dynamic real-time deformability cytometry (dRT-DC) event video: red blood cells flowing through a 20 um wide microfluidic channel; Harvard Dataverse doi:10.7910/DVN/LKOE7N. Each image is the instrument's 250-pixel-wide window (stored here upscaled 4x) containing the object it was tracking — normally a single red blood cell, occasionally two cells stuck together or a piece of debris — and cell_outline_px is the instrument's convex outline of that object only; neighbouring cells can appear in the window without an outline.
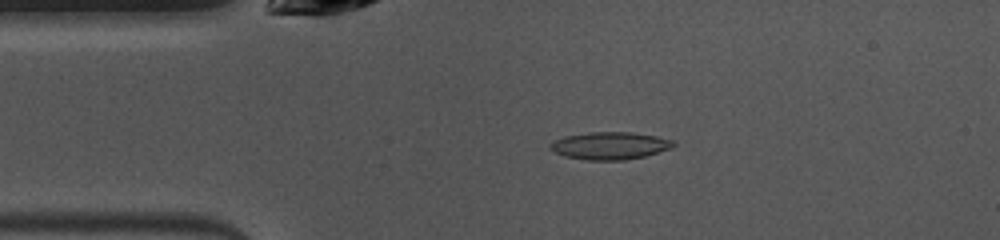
{"species": "common noctule bat (a hibernating species)", "species_latin": "Nyctalus noctula", "temperature_condition": "warm", "stored_images_in_passage": 49, "camera_frame_rate_fps": 3000, "um_per_image_px": 0.085, "animal": {"sex": "female", "body_mass_g": 10.0, "forearm_length_mm": 53.1}, "frame": {"image": 1, "passage_image": 9, "time_ms": 2.667, "image_size_px": [1000, 240], "cell_outline_px": [[676, 144], [672, 148], [644, 156], [624, 160], [588, 160], [564, 156], [548, 148], [548, 144], [564, 136], [588, 132], [632, 132], [656, 136], [672, 140]], "centroid_in_image_um": [51.83, 12.38], "position_along_channel_um": 33.2, "area_um2": 19.71}}
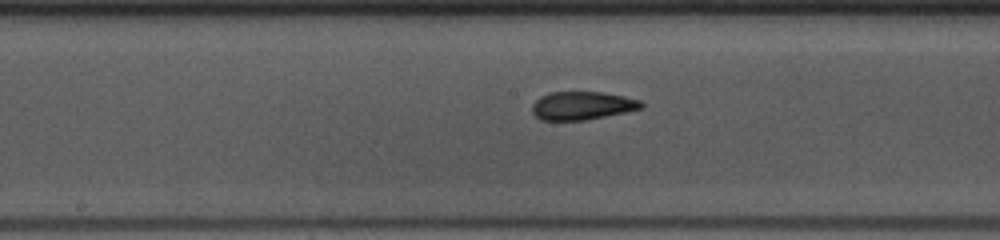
{"frame": {"image": 2, "passage_image": 23, "time_ms": 7.333, "image_size_px": [1000, 240], "cell_outline_px": [[644, 108], [584, 120], [540, 120], [532, 112], [532, 104], [540, 96], [552, 92], [604, 92], [624, 96], [640, 100], [644, 104]], "centroid_in_image_um": [49.48, 8.97], "position_along_channel_um": 198.7, "area_um2": 17.92}}
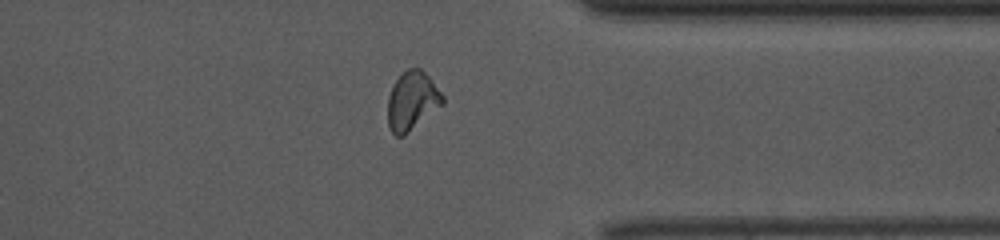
{"frame": {"image": 3, "passage_image": 37, "time_ms": 12.0, "image_size_px": [1000, 240], "cell_outline_px": [[444, 104], [404, 136], [396, 136], [392, 132], [388, 124], [388, 96], [392, 84], [408, 68], [420, 68], [428, 76], [444, 96]], "centroid_in_image_um": [35.03, 8.59], "position_along_channel_um": 376.4, "area_um2": 18.73}, "authors_computed_cell_mechanics": {"area_um2": 18.0914, "velocity_mm_per_s": 3.9908, "shape_relaxation_time_tau1_ms": 6.4548, "shape_relaxation_time_tau2_ms": 2.1822, "deformation_change_tau1": 0.2058, "deformation_change_tau2": 0.08}}